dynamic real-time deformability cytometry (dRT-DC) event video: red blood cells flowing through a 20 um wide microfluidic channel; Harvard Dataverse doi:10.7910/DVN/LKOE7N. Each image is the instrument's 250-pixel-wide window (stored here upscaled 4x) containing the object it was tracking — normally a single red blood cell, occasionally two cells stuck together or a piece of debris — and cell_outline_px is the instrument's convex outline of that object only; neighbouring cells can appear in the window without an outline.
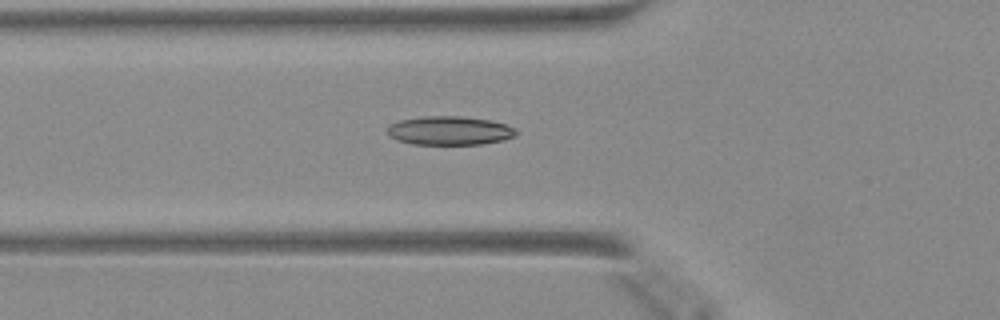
{"species": "Egyptian fruit bat (a non-hibernating species)", "species_latin": "Rousettus aegyptiacus", "temperature_condition": "warm", "stored_images_in_passage": 30, "camera_frame_rate_fps": 3000, "um_per_image_px": 0.085, "animal": {"sex": "female"}, "frame": {"image": 1, "passage_image": 8, "time_ms": 2.333, "image_size_px": [1000, 320], "cell_outline_px": [[520, 132], [516, 136], [500, 140], [480, 144], [412, 144], [400, 140], [392, 136], [388, 132], [388, 124], [400, 120], [424, 116], [464, 116], [492, 120], [516, 128]], "centroid_in_image_um": [38.26, 11.09], "position_along_channel_um": 87.5, "area_um2": 21.56}}
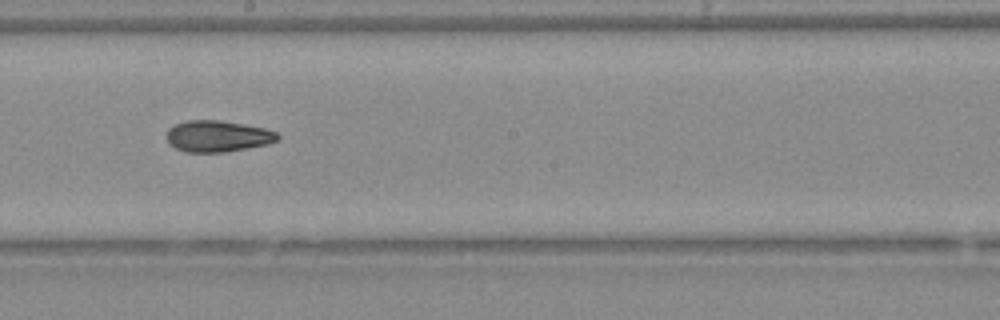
{"frame": {"image": 2, "passage_image": 18, "time_ms": 5.667, "image_size_px": [1000, 320], "cell_outline_px": [[280, 136], [276, 140], [268, 144], [224, 152], [184, 152], [176, 148], [168, 140], [168, 128], [176, 124], [188, 120], [220, 120], [244, 124], [264, 128], [276, 132]], "centroid_in_image_um": [18.51, 11.57], "position_along_channel_um": 229.7, "area_um2": 20.06}}
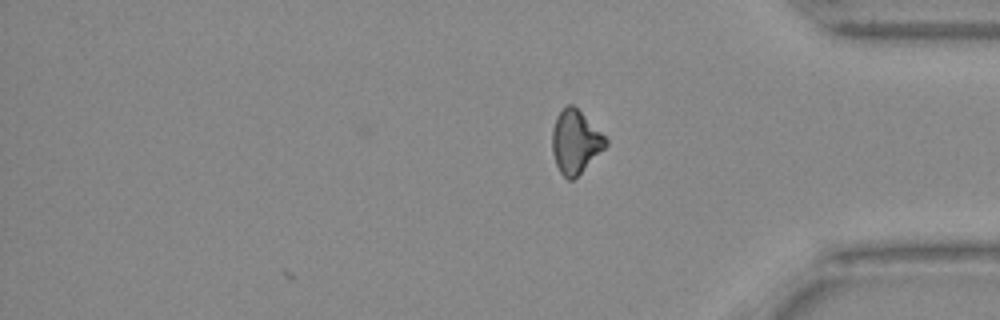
{"frame": {"image": 3, "passage_image": 30, "time_ms": 9.667, "image_size_px": [1000, 320], "cell_outline_px": [[608, 144], [572, 180], [568, 180], [560, 172], [556, 164], [552, 152], [552, 128], [556, 116], [568, 104], [572, 104], [608, 140]], "centroid_in_image_um": [48.87, 12.05], "position_along_channel_um": 386.3, "area_um2": 19.13}}